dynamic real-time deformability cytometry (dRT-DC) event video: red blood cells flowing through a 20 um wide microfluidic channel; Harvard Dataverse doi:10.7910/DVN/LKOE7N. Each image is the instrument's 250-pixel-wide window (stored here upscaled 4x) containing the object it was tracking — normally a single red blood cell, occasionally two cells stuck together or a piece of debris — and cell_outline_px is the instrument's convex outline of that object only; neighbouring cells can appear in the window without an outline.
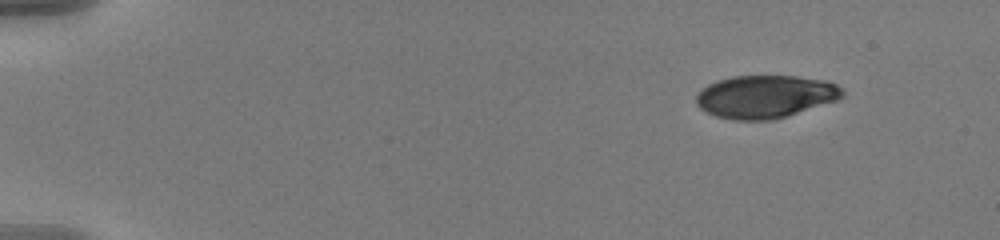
{"species": "human", "species_latin": "Homo sapiens", "temperature_condition": "warm", "stored_images_in_passage": 6, "camera_frame_rate_fps": 3000, "um_per_image_px": 0.085, "donor": {"sex": "male"}, "frame": {"image": 1, "passage_image": 1, "time_ms": 0.0, "image_size_px": [1000, 240], "cell_outline_px": [[844, 96], [836, 100], [772, 120], [732, 120], [716, 116], [700, 108], [696, 104], [696, 96], [708, 84], [716, 80], [732, 76], [796, 76], [828, 80], [836, 84], [844, 92]], "centroid_in_image_um": [65.04, 8.2], "position_along_channel_um": 20.0, "area_um2": 36.3}}
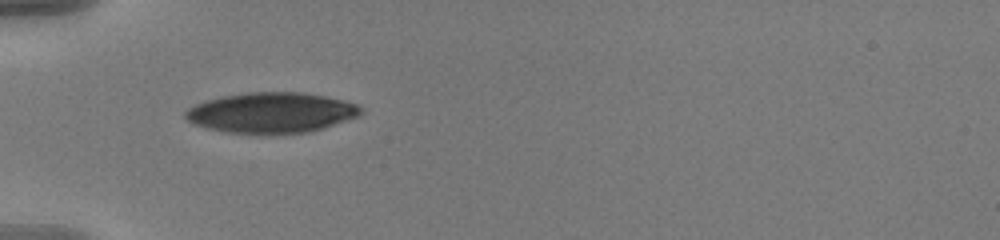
{"frame": {"image": 2, "passage_image": 5, "time_ms": 1.333, "image_size_px": [1000, 240], "cell_outline_px": [[364, 112], [360, 116], [324, 128], [308, 132], [268, 136], [224, 132], [208, 128], [196, 124], [188, 120], [184, 116], [184, 112], [188, 108], [204, 100], [220, 96], [248, 92], [304, 92], [344, 100], [356, 104], [364, 108]], "centroid_in_image_um": [23.09, 9.6], "position_along_channel_um": 61.9, "area_um2": 42.31}}